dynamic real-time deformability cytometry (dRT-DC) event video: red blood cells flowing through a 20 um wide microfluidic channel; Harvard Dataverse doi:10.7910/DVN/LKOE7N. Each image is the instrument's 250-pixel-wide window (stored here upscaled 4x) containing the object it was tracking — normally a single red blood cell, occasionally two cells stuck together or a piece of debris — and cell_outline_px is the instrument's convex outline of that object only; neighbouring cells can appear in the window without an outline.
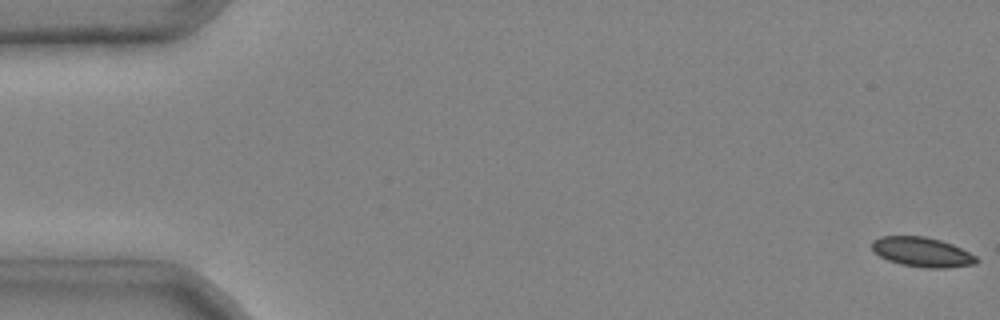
{"species": "common noctule bat (a hibernating species)", "species_latin": "Nyctalus noctula", "temperature_condition": "cold", "stored_images_in_passage": 7, "camera_frame_rate_fps": 3000, "um_per_image_px": 0.085, "animal": {"sex": "male", "body_mass_g": 20.4}, "frame": {"image": 1, "passage_image": 1, "time_ms": 0.0, "image_size_px": [1000, 320], "cell_outline_px": [[980, 260], [976, 264], [948, 268], [928, 268], [900, 264], [888, 260], [880, 256], [872, 248], [872, 240], [880, 236], [924, 236], [940, 240], [952, 244], [976, 256]], "centroid_in_image_um": [78.39, 21.43], "position_along_channel_um": 6.6, "area_um2": 18.03}}